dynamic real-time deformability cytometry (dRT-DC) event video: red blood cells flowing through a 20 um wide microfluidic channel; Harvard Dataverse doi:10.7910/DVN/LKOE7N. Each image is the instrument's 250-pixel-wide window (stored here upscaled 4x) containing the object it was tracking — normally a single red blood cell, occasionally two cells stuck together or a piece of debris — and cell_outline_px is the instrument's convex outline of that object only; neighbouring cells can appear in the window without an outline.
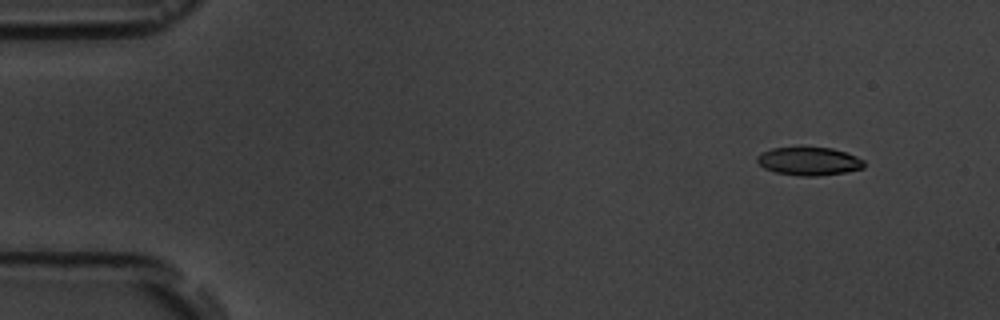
{"species": "common noctule bat (a hibernating species)", "species_latin": "Nyctalus noctula", "temperature_condition": "room temperature", "stored_images_in_passage": 4, "camera_frame_rate_fps": 3000, "um_per_image_px": 0.085, "animal": {"sex": "male", "body_mass_g": 19.5, "forearm_length_mm": 54.6}, "frame": {"image": 1, "passage_image": 1, "time_ms": 0.0, "image_size_px": [1000, 320], "cell_outline_px": [[864, 168], [844, 172], [816, 176], [796, 176], [776, 172], [764, 168], [756, 160], [756, 156], [772, 148], [800, 144], [832, 148], [856, 156], [864, 160]], "centroid_in_image_um": [68.73, 13.66], "position_along_channel_um": 16.3, "area_um2": 18.21}}
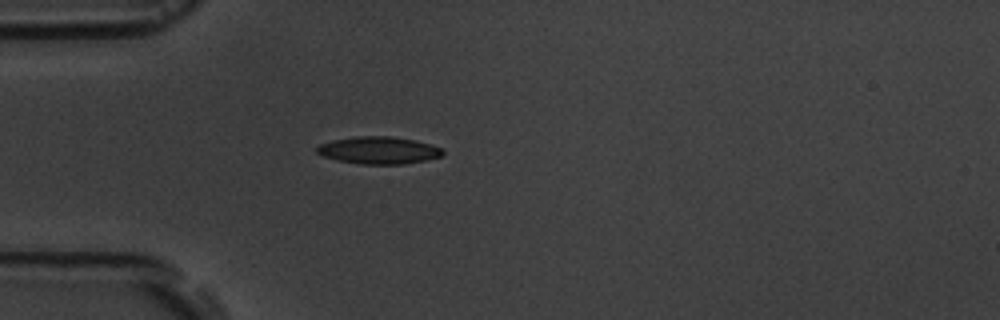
{"frame": {"image": 2, "passage_image": 4, "time_ms": 3.667, "image_size_px": [1000, 320], "cell_outline_px": [[444, 156], [404, 164], [360, 164], [340, 160], [324, 156], [316, 152], [316, 148], [320, 144], [332, 140], [356, 136], [392, 136], [416, 140], [432, 144], [440, 148], [444, 152]], "centroid_in_image_um": [32.22, 12.76], "position_along_channel_um": 52.8, "area_um2": 20.0}}